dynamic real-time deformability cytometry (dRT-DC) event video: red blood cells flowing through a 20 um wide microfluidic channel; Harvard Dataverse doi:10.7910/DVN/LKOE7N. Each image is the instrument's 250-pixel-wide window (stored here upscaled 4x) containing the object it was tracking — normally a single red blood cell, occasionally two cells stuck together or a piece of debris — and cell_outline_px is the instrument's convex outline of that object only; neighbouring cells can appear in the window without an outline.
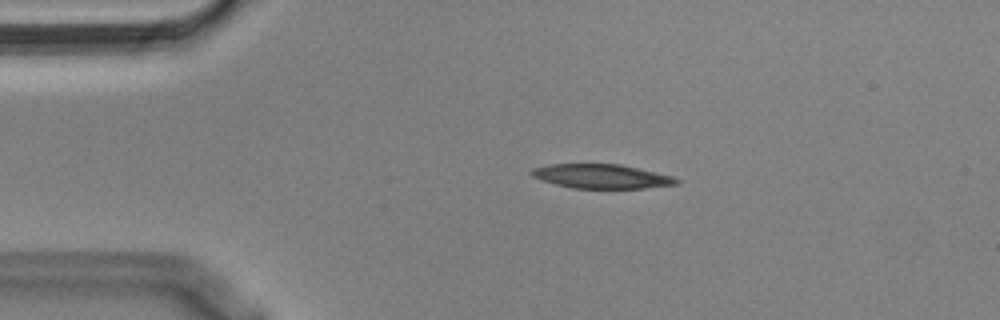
{"species": "Egyptian fruit bat (a non-hibernating species)", "species_latin": "Rousettus aegyptiacus", "temperature_condition": "cold", "stored_images_in_passage": 53, "camera_frame_rate_fps": 3000, "um_per_image_px": 0.085, "animal": {"sex": "male"}, "frame": {"image": 1, "passage_image": 9, "time_ms": 2.667, "image_size_px": [1000, 320], "cell_outline_px": [[680, 184], [644, 188], [572, 188], [540, 180], [532, 176], [528, 172], [532, 168], [548, 164], [620, 164], [672, 176], [680, 180]], "centroid_in_image_um": [51.1, 14.98], "position_along_channel_um": 33.9, "area_um2": 20.46}}
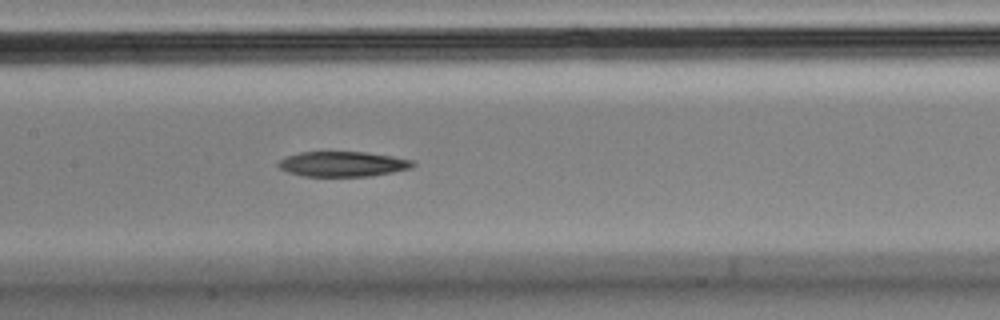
{"frame": {"image": 2, "passage_image": 24, "time_ms": 7.667, "image_size_px": [1000, 320], "cell_outline_px": [[416, 164], [412, 168], [392, 172], [368, 176], [304, 176], [288, 172], [280, 168], [276, 164], [284, 156], [300, 152], [364, 152], [392, 156], [412, 160]], "centroid_in_image_um": [29.11, 13.94], "position_along_channel_um": 178.3, "area_um2": 19.65}}
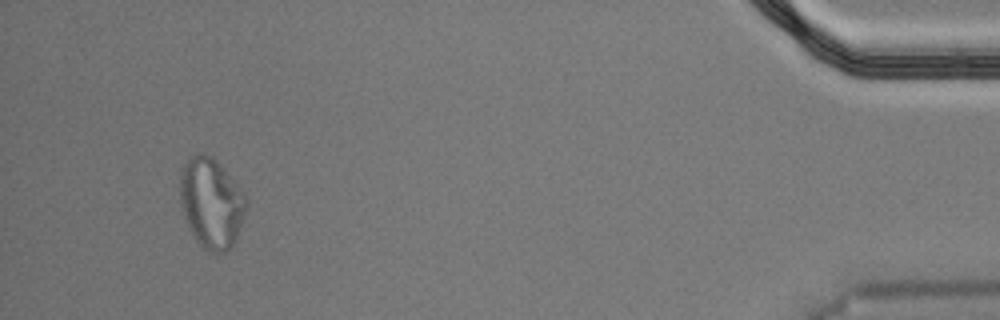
{"frame": {"image": 3, "passage_image": 50, "time_ms": 16.333, "image_size_px": [1000, 320], "cell_outline_px": [[248, 204], [244, 216], [236, 236], [232, 244], [224, 252], [212, 252], [204, 248], [196, 240], [184, 216], [180, 200], [180, 168], [188, 156], [196, 152], [204, 152], [212, 156], [216, 160], [244, 192], [248, 200]], "centroid_in_image_um": [17.94, 17.17], "position_along_channel_um": 417.3, "area_um2": 34.8}}